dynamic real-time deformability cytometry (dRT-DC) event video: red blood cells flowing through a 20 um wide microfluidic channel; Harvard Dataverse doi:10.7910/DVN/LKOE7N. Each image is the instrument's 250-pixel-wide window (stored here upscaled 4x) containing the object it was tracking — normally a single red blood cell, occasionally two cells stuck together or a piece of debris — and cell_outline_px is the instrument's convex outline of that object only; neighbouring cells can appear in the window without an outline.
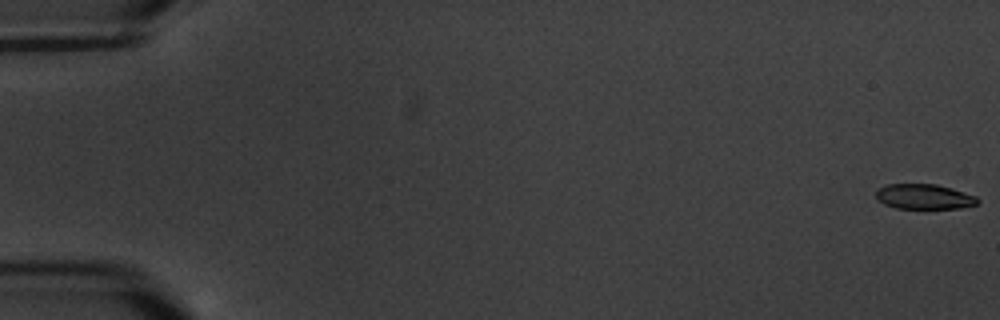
{"species": "common noctule bat (a hibernating species)", "species_latin": "Nyctalus noctula", "temperature_condition": "warm", "stored_images_in_passage": 10, "camera_frame_rate_fps": 3000, "um_per_image_px": 0.085, "animal": {"sex": "male", "body_mass_g": 20.1, "forearm_length_mm": 53.5}, "frame": {"image": 1, "passage_image": 1, "time_ms": 0.0, "image_size_px": [1000, 320], "cell_outline_px": [[980, 200], [976, 204], [960, 208], [896, 208], [884, 204], [876, 196], [876, 188], [884, 184], [936, 184], [952, 188], [976, 196]], "centroid_in_image_um": [78.53, 16.7], "position_along_channel_um": 6.5, "area_um2": 14.85}}
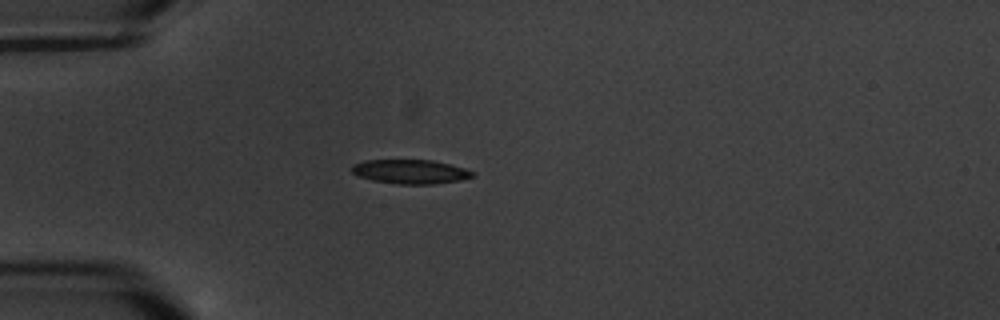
{"frame": {"image": 2, "passage_image": 6, "time_ms": 5.667, "image_size_px": [1000, 320], "cell_outline_px": [[476, 176], [460, 180], [432, 184], [396, 184], [372, 180], [356, 176], [352, 172], [352, 164], [364, 160], [432, 160], [464, 168], [476, 172]], "centroid_in_image_um": [34.87, 14.59], "position_along_channel_um": 50.1, "area_um2": 17.11}}
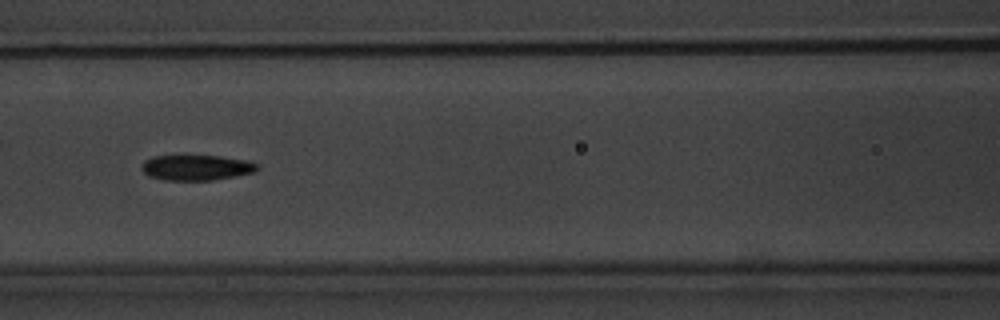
{"frame": {"image": 3, "passage_image": 9, "time_ms": 9.0, "image_size_px": [1000, 320], "cell_outline_px": [[260, 168], [256, 172], [236, 176], [212, 180], [164, 180], [148, 176], [140, 168], [144, 160], [152, 156], [180, 152], [184, 152], [220, 156], [248, 160], [256, 164]], "centroid_in_image_um": [16.64, 14.18], "position_along_channel_um": 150.0, "area_um2": 18.26}}